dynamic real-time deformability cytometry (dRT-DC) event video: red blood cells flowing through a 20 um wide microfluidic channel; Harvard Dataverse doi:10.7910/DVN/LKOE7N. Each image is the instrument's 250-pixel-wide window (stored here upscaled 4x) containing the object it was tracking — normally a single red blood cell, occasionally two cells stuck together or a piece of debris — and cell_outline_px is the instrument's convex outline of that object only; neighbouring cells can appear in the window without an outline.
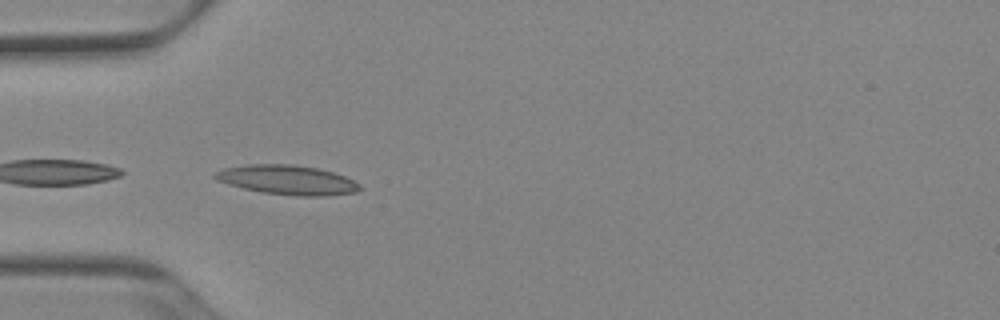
{"species": "Egyptian fruit bat (a non-hibernating species)", "species_latin": "Rousettus aegyptiacus", "temperature_condition": "cold", "stored_images_in_passage": 5, "camera_frame_rate_fps": 3000, "um_per_image_px": 0.085, "animal": {"sex": "female"}, "frame": {"image": 1, "passage_image": 1, "time_ms": 0.0, "image_size_px": [1000, 320], "cell_outline_px": [[364, 188], [356, 192], [328, 196], [296, 196], [260, 192], [228, 184], [216, 180], [212, 176], [216, 172], [224, 168], [248, 164], [292, 164], [316, 168], [332, 172], [344, 176], [360, 184]], "centroid_in_image_um": [24.43, 15.3], "position_along_channel_um": 60.6, "area_um2": 24.91}}